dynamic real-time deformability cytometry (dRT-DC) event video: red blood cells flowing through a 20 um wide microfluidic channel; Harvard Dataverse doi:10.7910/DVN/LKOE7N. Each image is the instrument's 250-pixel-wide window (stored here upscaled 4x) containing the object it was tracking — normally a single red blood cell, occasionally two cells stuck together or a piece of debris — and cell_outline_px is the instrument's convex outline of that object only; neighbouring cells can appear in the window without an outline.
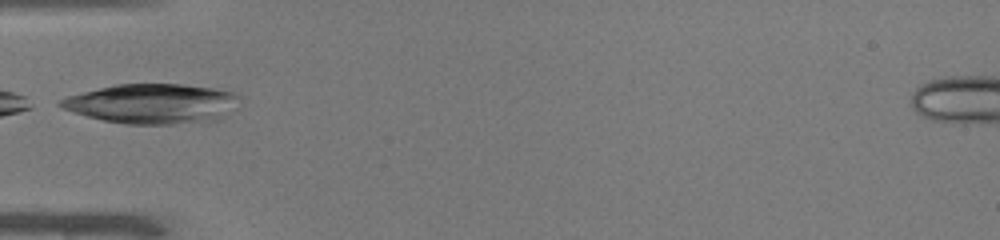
{"species": "common noctule bat (a hibernating species)", "species_latin": "Nyctalus noctula", "temperature_condition": "warm", "stored_images_in_passage": 19, "camera_frame_rate_fps": 3000, "um_per_image_px": 0.085, "animal": {"sex": "male", "body_mass_g": 19.0, "forearm_length_mm": 50.8}, "frame": {"image": 1, "passage_image": 1, "time_ms": 0.0, "image_size_px": [1000, 240], "cell_outline_px": [[240, 108], [220, 120], [176, 124], [124, 124], [104, 120], [72, 112], [56, 104], [56, 100], [68, 96], [116, 84], [184, 84], [212, 88], [236, 92], [240, 96]], "centroid_in_image_um": [13.05, 8.82], "position_along_channel_um": 71.9, "area_um2": 42.08}}